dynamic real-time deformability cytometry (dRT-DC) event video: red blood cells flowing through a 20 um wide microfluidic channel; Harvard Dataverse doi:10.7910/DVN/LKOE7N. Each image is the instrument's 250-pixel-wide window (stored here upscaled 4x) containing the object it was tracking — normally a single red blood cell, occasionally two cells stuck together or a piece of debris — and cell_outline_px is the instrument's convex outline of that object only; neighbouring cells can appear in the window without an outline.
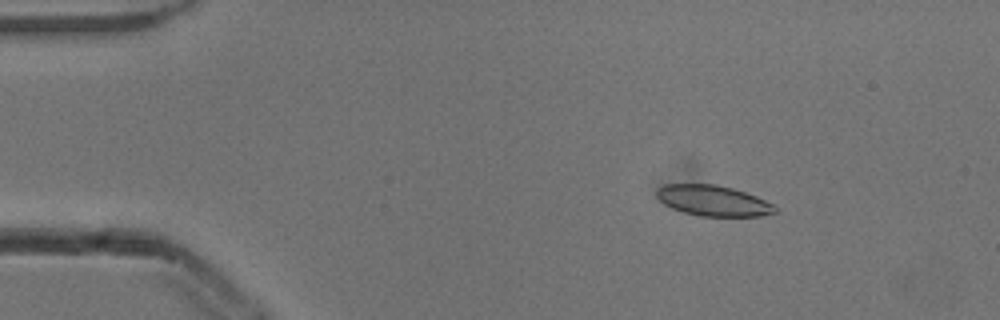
{"species": "common noctule bat (a hibernating species)", "species_latin": "Nyctalus noctula", "temperature_condition": "cold", "stored_images_in_passage": 53, "camera_frame_rate_fps": 3000, "um_per_image_px": 0.085, "animal": {"sex": "male", "body_mass_g": 13.3}, "frame": {"image": 1, "passage_image": 8, "time_ms": 2.333, "image_size_px": [1000, 320], "cell_outline_px": [[776, 212], [760, 216], [700, 216], [684, 212], [672, 208], [664, 204], [656, 196], [656, 188], [664, 184], [716, 184], [732, 188], [756, 196], [772, 204], [776, 208]], "centroid_in_image_um": [60.57, 17.05], "position_along_channel_um": 24.4, "area_um2": 21.04}}
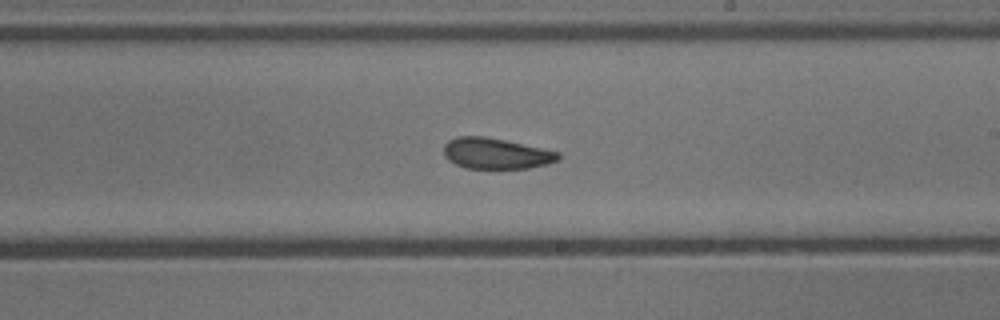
{"frame": {"image": 2, "passage_image": 31, "time_ms": 10.0, "image_size_px": [1000, 320], "cell_outline_px": [[560, 156], [556, 160], [548, 164], [528, 168], [468, 168], [456, 164], [448, 160], [444, 156], [444, 144], [448, 140], [456, 136], [484, 136], [504, 140], [560, 152]], "centroid_in_image_um": [42.13, 13.04], "position_along_channel_um": 246.9, "area_um2": 20.46}}
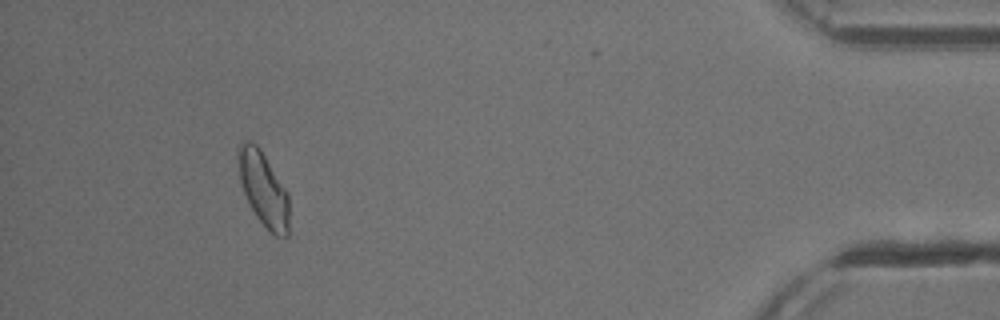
{"frame": {"image": 3, "passage_image": 49, "time_ms": 16.0, "image_size_px": [1000, 320], "cell_outline_px": [[288, 236], [284, 240], [276, 236], [256, 216], [244, 192], [240, 180], [236, 156], [236, 148], [240, 140], [248, 140], [256, 144], [260, 148], [288, 192]], "centroid_in_image_um": [22.37, 16.0], "position_along_channel_um": 412.8, "area_um2": 22.14}, "authors_computed_cell_mechanics": {"area_um2": 21.2126, "velocity_mm_per_s": 3.8614, "shape_relaxation_time_tau1_ms": 9.2524, "shape_relaxation_time_tau2_ms": 3.7542, "deformation_change_tau1": 0.1614, "deformation_change_tau2": 0.0821}}